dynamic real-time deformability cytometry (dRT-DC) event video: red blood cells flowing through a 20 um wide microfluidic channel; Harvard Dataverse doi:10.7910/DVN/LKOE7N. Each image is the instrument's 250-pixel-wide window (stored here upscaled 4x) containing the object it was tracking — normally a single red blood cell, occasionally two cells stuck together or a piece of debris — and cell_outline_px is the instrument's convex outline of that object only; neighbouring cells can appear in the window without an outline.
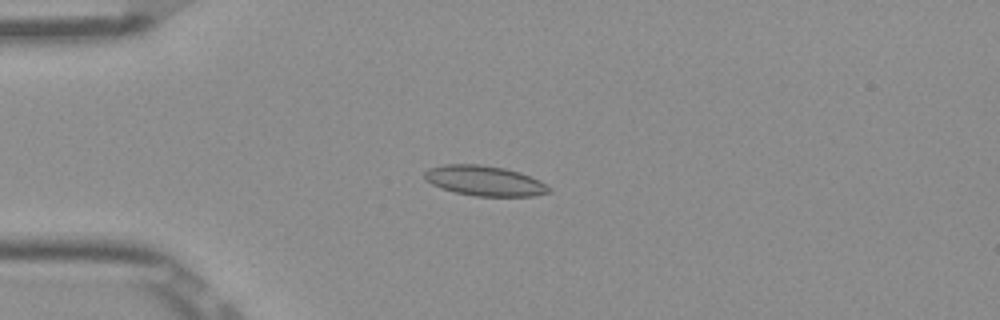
{"species": "Egyptian fruit bat (a non-hibernating species)", "species_latin": "Rousettus aegyptiacus", "temperature_condition": "room temperature", "stored_images_in_passage": 52, "camera_frame_rate_fps": 3000, "um_per_image_px": 0.085, "frame": {"image": 1, "passage_image": 13, "time_ms": 4.0, "image_size_px": [1000, 320], "cell_outline_px": [[552, 192], [532, 196], [476, 196], [456, 192], [432, 184], [424, 180], [424, 172], [428, 168], [444, 164], [480, 164], [504, 168], [520, 172], [540, 180], [552, 188]], "centroid_in_image_um": [41.21, 15.36], "position_along_channel_um": 43.8, "area_um2": 21.91}}
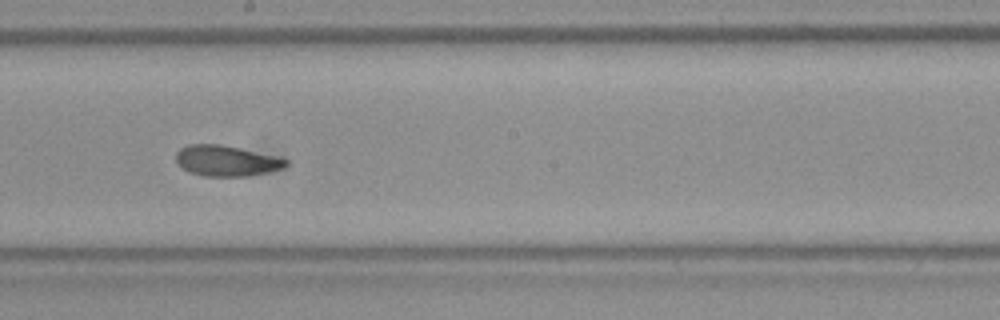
{"frame": {"image": 2, "passage_image": 29, "time_ms": 9.333, "image_size_px": [1000, 320], "cell_outline_px": [[288, 164], [284, 168], [268, 172], [248, 176], [204, 176], [188, 172], [176, 160], [176, 152], [180, 148], [188, 144], [220, 144], [240, 148], [288, 160]], "centroid_in_image_um": [19.22, 13.67], "position_along_channel_um": 229.0, "area_um2": 19.48}}
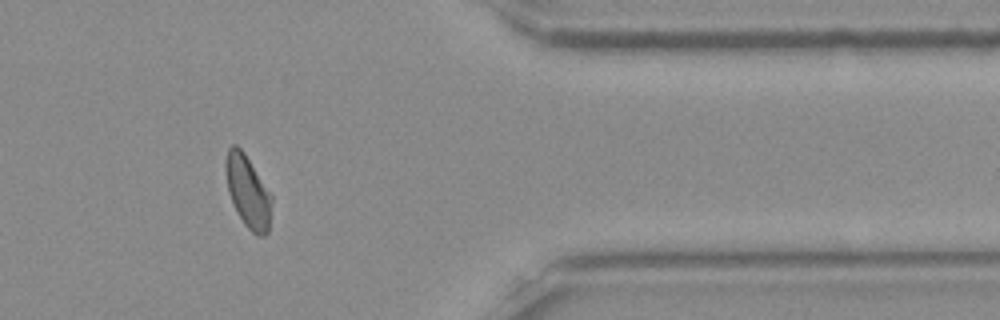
{"frame": {"image": 3, "passage_image": 43, "time_ms": 14.0, "image_size_px": [1000, 320], "cell_outline_px": [[272, 200], [268, 232], [264, 236], [256, 236], [244, 224], [228, 192], [224, 168], [224, 164], [228, 148], [232, 144], [236, 144], [244, 152], [272, 196]], "centroid_in_image_um": [21.06, 16.27], "position_along_channel_um": 390.3, "area_um2": 19.19}, "authors_computed_cell_mechanics": {"area_um2": 19.941, "velocity_mm_per_s": 3.8927, "shape_relaxation_time_tau1_ms": 7.5464, "shape_relaxation_time_tau2_ms": 1.3428, "deformation_change_tau1": 0.1689, "deformation_change_tau2": 0.0586}}